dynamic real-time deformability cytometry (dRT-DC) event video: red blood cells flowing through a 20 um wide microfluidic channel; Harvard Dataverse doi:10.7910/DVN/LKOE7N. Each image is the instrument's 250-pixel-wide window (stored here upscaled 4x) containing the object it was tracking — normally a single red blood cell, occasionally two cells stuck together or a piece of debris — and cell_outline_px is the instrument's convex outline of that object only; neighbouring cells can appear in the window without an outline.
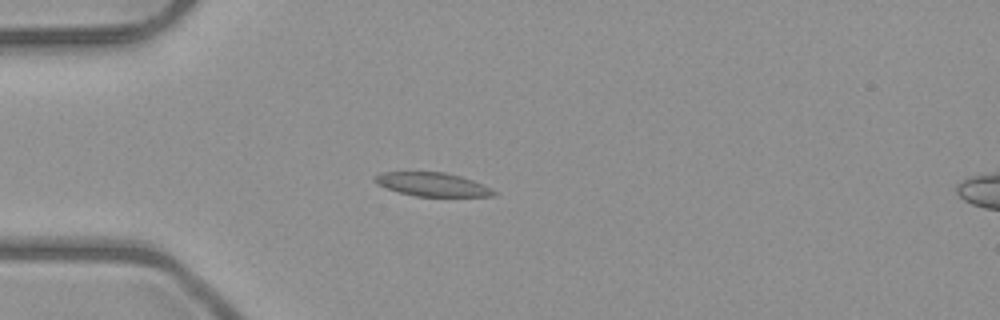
{"species": "common noctule bat (a hibernating species)", "species_latin": "Nyctalus noctula", "temperature_condition": "room temperature", "stored_images_in_passage": 3, "camera_frame_rate_fps": 3000, "um_per_image_px": 0.085, "animal": {"sex": "male", "body_mass_g": 23.1, "forearm_length_mm": 52.7}, "frame": {"image": 1, "passage_image": 3, "time_ms": 2.333, "image_size_px": [1000, 320], "cell_outline_px": [[496, 196], [416, 196], [400, 192], [376, 184], [372, 180], [372, 176], [380, 172], [444, 172], [460, 176], [472, 180], [492, 188], [496, 192]], "centroid_in_image_um": [36.71, 15.66], "position_along_channel_um": 48.3, "area_um2": 16.36}}